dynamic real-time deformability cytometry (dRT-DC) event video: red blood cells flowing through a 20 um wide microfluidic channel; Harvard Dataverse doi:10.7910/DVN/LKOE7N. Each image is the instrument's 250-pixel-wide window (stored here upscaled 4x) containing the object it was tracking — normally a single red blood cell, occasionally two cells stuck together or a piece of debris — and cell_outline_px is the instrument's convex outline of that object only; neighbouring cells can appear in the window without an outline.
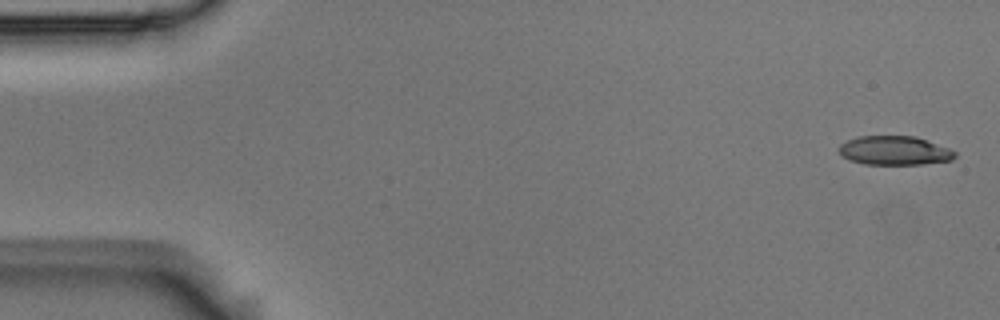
{"species": "Egyptian fruit bat (a non-hibernating species)", "species_latin": "Rousettus aegyptiacus", "temperature_condition": "room temperature", "stored_images_in_passage": 5, "camera_frame_rate_fps": 3000, "um_per_image_px": 0.085, "animal": {"sex": "male"}, "frame": {"image": 1, "passage_image": 1, "time_ms": 0.0, "image_size_px": [1000, 320], "cell_outline_px": [[956, 156], [952, 160], [920, 164], [864, 164], [852, 160], [844, 156], [836, 148], [840, 144], [856, 136], [916, 136], [948, 148], [956, 152]], "centroid_in_image_um": [76.03, 12.79], "position_along_channel_um": 9.0, "area_um2": 19.48}}
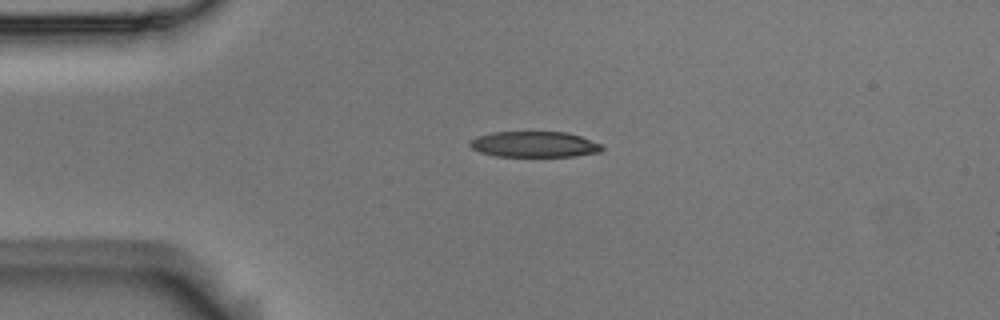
{"frame": {"image": 2, "passage_image": 4, "time_ms": 1.0, "image_size_px": [1000, 320], "cell_outline_px": [[604, 148], [600, 152], [576, 156], [496, 156], [480, 152], [472, 148], [468, 144], [468, 140], [476, 136], [492, 132], [568, 132], [604, 144]], "centroid_in_image_um": [45.43, 12.26], "position_along_channel_um": 39.6, "area_um2": 20.06}}